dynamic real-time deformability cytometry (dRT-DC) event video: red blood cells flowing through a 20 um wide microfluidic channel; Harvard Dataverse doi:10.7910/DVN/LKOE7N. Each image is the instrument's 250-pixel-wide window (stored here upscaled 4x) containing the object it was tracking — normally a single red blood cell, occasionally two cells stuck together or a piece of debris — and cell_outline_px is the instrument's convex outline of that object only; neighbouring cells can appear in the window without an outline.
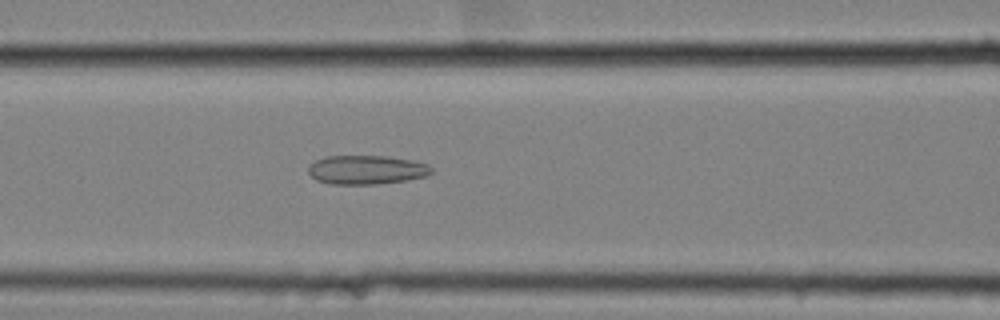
{"species": "common noctule bat (a hibernating species)", "species_latin": "Nyctalus noctula", "temperature_condition": "cold", "stored_images_in_passage": 49, "camera_frame_rate_fps": 3000, "um_per_image_px": 0.085, "animal": {"sex": "female", "body_mass_g": 25.1}, "frame": {"image": 1, "passage_image": 17, "time_ms": 5.333, "image_size_px": [1000, 320], "cell_outline_px": [[432, 172], [428, 176], [408, 180], [376, 184], [332, 184], [316, 180], [308, 172], [308, 164], [324, 156], [388, 156], [412, 160], [428, 164], [432, 168]], "centroid_in_image_um": [31.16, 14.43], "position_along_channel_um": 135.4, "area_um2": 20.98}}
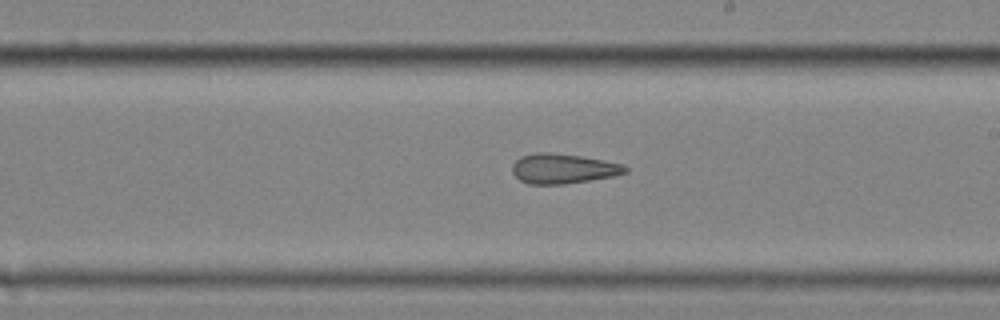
{"frame": {"image": 2, "passage_image": 26, "time_ms": 8.333, "image_size_px": [1000, 320], "cell_outline_px": [[628, 172], [612, 176], [564, 184], [528, 184], [520, 180], [512, 172], [512, 164], [520, 156], [536, 152], [548, 152], [580, 156], [624, 164], [628, 168]], "centroid_in_image_um": [47.84, 14.33], "position_along_channel_um": 241.2, "area_um2": 19.59}}
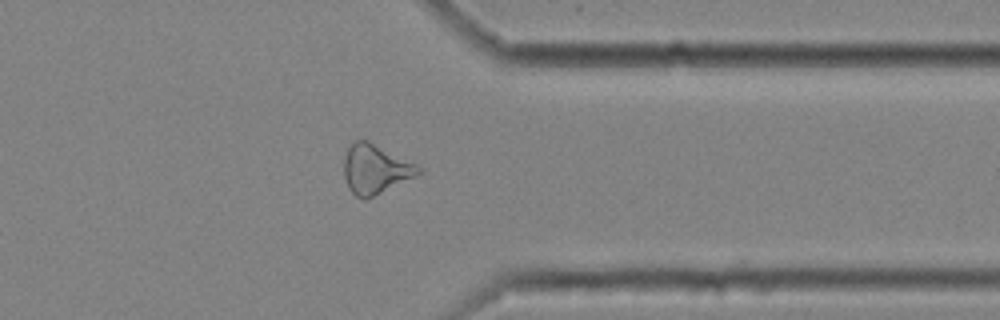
{"frame": {"image": 3, "passage_image": 38, "time_ms": 12.333, "image_size_px": [1000, 320], "cell_outline_px": [[420, 172], [364, 200], [356, 196], [348, 188], [344, 176], [344, 156], [348, 148], [356, 140], [368, 140], [416, 164], [420, 168]], "centroid_in_image_um": [31.83, 14.35], "position_along_channel_um": 379.6, "area_um2": 20.69}, "authors_computed_cell_mechanics": {"area_um2": 21.675, "velocity_mm_per_s": 3.5302, "shape_relaxation_time_tau1_ms": null, "shape_relaxation_time_tau2_ms": 4.8716, "deformation_change_tau1": null, "deformation_change_tau2": 0.1633}}